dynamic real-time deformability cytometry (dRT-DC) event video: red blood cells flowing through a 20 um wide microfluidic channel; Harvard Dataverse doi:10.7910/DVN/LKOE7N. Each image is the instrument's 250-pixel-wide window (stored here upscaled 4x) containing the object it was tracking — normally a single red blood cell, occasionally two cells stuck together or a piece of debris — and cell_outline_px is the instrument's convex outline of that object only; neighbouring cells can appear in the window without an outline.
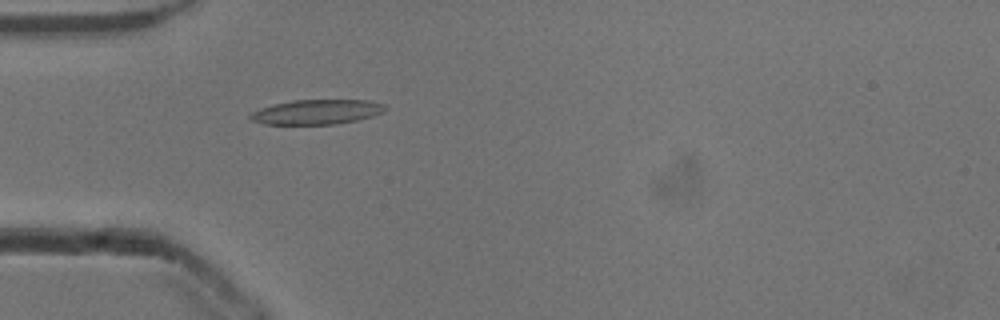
{"species": "common noctule bat (a hibernating species)", "species_latin": "Nyctalus noctula", "temperature_condition": "cold", "stored_images_in_passage": 53, "camera_frame_rate_fps": 3000, "um_per_image_px": 0.085, "animal": {"sex": "male", "body_mass_g": 13.3}, "frame": {"image": 1, "passage_image": 16, "time_ms": 5.0, "image_size_px": [1000, 320], "cell_outline_px": [[388, 108], [384, 112], [372, 116], [356, 120], [336, 124], [264, 124], [252, 120], [248, 116], [252, 112], [260, 108], [292, 100], [368, 100], [384, 104]], "centroid_in_image_um": [26.95, 9.51], "position_along_channel_um": 58.0, "area_um2": 19.36}}
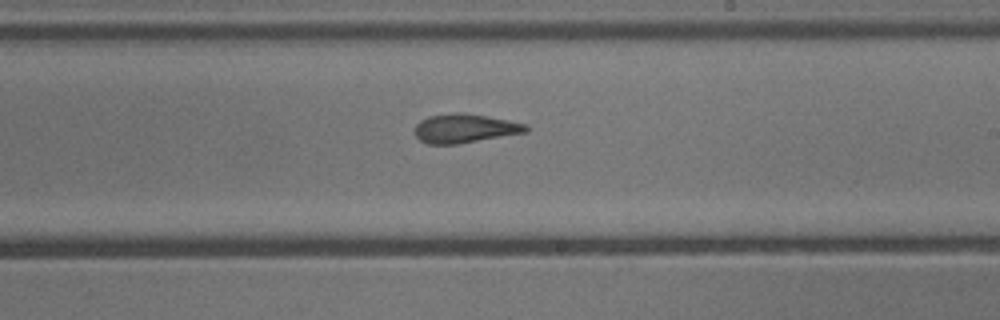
{"frame": {"image": 2, "passage_image": 31, "time_ms": 10.0, "image_size_px": [1000, 320], "cell_outline_px": [[528, 132], [456, 144], [428, 144], [420, 140], [412, 132], [416, 124], [420, 120], [428, 116], [456, 112], [460, 112], [488, 116], [528, 124]], "centroid_in_image_um": [39.48, 10.9], "position_along_channel_um": 249.5, "area_um2": 18.9}}
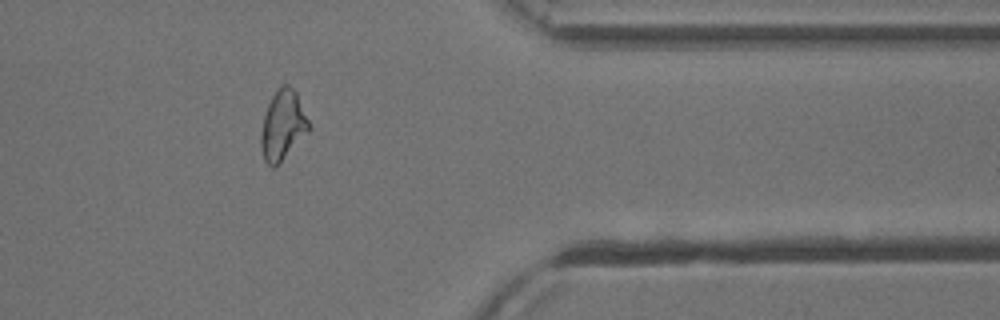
{"frame": {"image": 3, "passage_image": 43, "time_ms": 14.0, "image_size_px": [1000, 320], "cell_outline_px": [[312, 128], [276, 168], [272, 168], [264, 160], [260, 144], [260, 136], [264, 116], [268, 104], [276, 88], [280, 84], [288, 84], [296, 92]], "centroid_in_image_um": [24.04, 10.67], "position_along_channel_um": 387.4, "area_um2": 19.71}, "authors_computed_cell_mechanics": {"area_um2": 19.4208, "velocity_mm_per_s": 3.8836, "shape_relaxation_time_tau1_ms": 6.6518, "shape_relaxation_time_tau2_ms": 1.8505, "deformation_change_tau1": 0.2017, "deformation_change_tau2": 0.084}}